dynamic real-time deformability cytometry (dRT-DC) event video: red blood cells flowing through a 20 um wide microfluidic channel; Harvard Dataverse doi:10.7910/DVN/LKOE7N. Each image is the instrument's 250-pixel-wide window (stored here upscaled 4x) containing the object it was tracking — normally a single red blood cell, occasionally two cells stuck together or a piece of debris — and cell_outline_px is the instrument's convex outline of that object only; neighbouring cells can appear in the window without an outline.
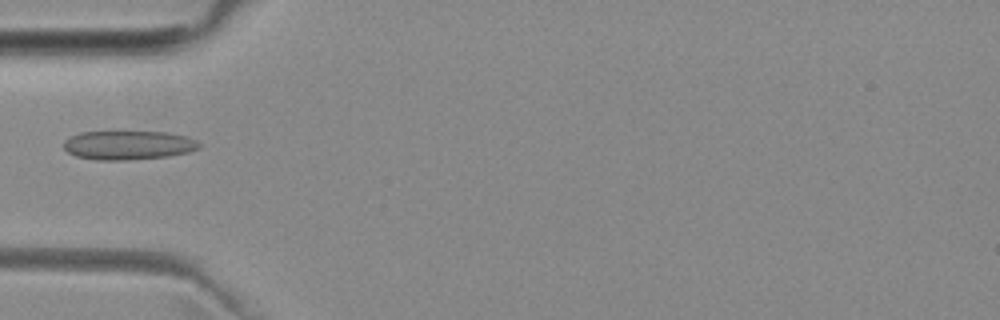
{"species": "common noctule bat (a hibernating species)", "species_latin": "Nyctalus noctula", "temperature_condition": "room temperature", "stored_images_in_passage": 5, "camera_frame_rate_fps": 3000, "um_per_image_px": 0.085, "animal": {"sex": "female", "body_mass_g": 29.2, "forearm_length_mm": 56.3}, "frame": {"image": 1, "passage_image": 4, "time_ms": 3.667, "image_size_px": [1000, 320], "cell_outline_px": [[200, 148], [188, 152], [168, 156], [128, 160], [96, 160], [76, 156], [68, 152], [64, 148], [64, 140], [80, 132], [168, 132], [184, 136], [196, 140], [200, 144]], "centroid_in_image_um": [10.9, 12.34], "position_along_channel_um": 74.1, "area_um2": 22.77}}
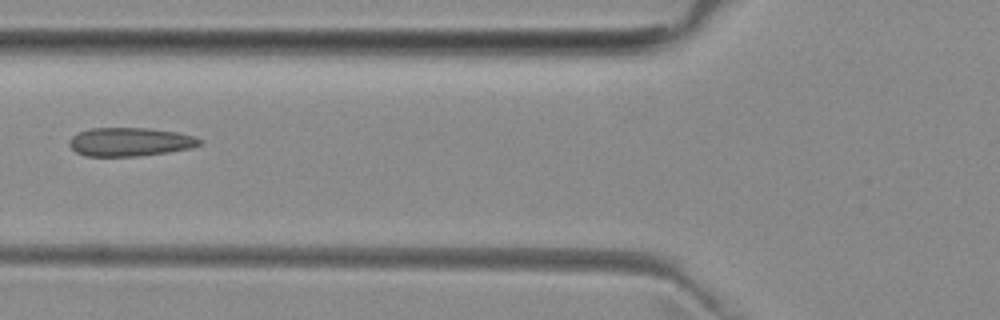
{"frame": {"image": 2, "passage_image": 5, "time_ms": 4.667, "image_size_px": [1000, 320], "cell_outline_px": [[204, 144], [192, 148], [168, 152], [136, 156], [84, 156], [76, 152], [68, 144], [68, 140], [72, 136], [80, 132], [92, 128], [148, 128], [180, 132], [204, 140]], "centroid_in_image_um": [11.09, 12.06], "position_along_channel_um": 114.7, "area_um2": 21.91}}